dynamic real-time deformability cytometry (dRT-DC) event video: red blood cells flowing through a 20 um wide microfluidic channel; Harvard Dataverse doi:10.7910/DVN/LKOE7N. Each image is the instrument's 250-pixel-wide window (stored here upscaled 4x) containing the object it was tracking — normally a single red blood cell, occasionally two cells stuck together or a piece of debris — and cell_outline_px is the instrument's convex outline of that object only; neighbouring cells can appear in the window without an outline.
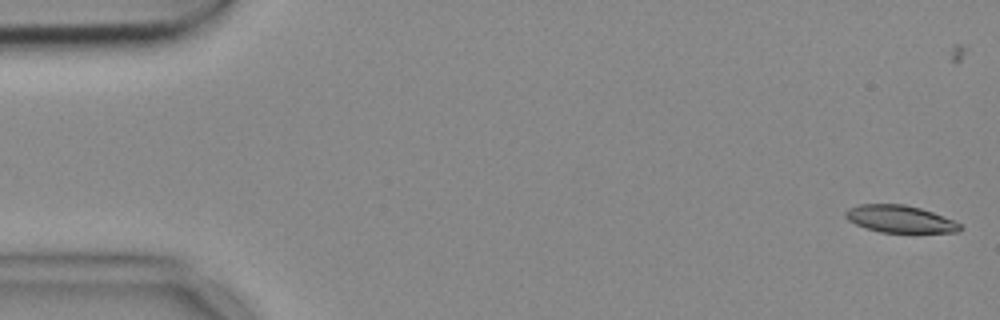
{"species": "common noctule bat (a hibernating species)", "species_latin": "Nyctalus noctula", "temperature_condition": "cold", "stored_images_in_passage": 4, "camera_frame_rate_fps": 3000, "um_per_image_px": 0.085, "animal": {"sex": "female", "body_mass_g": 18.4}, "frame": {"image": 1, "passage_image": 1, "time_ms": 0.0, "image_size_px": [1000, 320], "cell_outline_px": [[964, 228], [960, 232], [880, 232], [856, 224], [848, 220], [844, 216], [844, 212], [848, 208], [860, 204], [904, 204], [920, 208], [956, 220]], "centroid_in_image_um": [76.52, 18.61], "position_along_channel_um": 8.5, "area_um2": 18.21}}